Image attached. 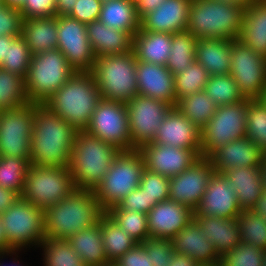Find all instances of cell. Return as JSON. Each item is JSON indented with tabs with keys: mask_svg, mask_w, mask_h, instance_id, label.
Returning <instances> with one entry per match:
<instances>
[{
	"mask_svg": "<svg viewBox=\"0 0 266 266\" xmlns=\"http://www.w3.org/2000/svg\"><path fill=\"white\" fill-rule=\"evenodd\" d=\"M85 131L121 151L132 150L128 111L122 102L101 99Z\"/></svg>",
	"mask_w": 266,
	"mask_h": 266,
	"instance_id": "obj_13",
	"label": "cell"
},
{
	"mask_svg": "<svg viewBox=\"0 0 266 266\" xmlns=\"http://www.w3.org/2000/svg\"><path fill=\"white\" fill-rule=\"evenodd\" d=\"M214 172L210 159L200 157L190 168L170 178L169 200L184 204L194 211Z\"/></svg>",
	"mask_w": 266,
	"mask_h": 266,
	"instance_id": "obj_17",
	"label": "cell"
},
{
	"mask_svg": "<svg viewBox=\"0 0 266 266\" xmlns=\"http://www.w3.org/2000/svg\"><path fill=\"white\" fill-rule=\"evenodd\" d=\"M34 126V103L0 110V156L30 162V144Z\"/></svg>",
	"mask_w": 266,
	"mask_h": 266,
	"instance_id": "obj_12",
	"label": "cell"
},
{
	"mask_svg": "<svg viewBox=\"0 0 266 266\" xmlns=\"http://www.w3.org/2000/svg\"><path fill=\"white\" fill-rule=\"evenodd\" d=\"M263 166H266V150L263 152Z\"/></svg>",
	"mask_w": 266,
	"mask_h": 266,
	"instance_id": "obj_67",
	"label": "cell"
},
{
	"mask_svg": "<svg viewBox=\"0 0 266 266\" xmlns=\"http://www.w3.org/2000/svg\"><path fill=\"white\" fill-rule=\"evenodd\" d=\"M166 0H134L137 16L141 19L144 15L159 8Z\"/></svg>",
	"mask_w": 266,
	"mask_h": 266,
	"instance_id": "obj_55",
	"label": "cell"
},
{
	"mask_svg": "<svg viewBox=\"0 0 266 266\" xmlns=\"http://www.w3.org/2000/svg\"><path fill=\"white\" fill-rule=\"evenodd\" d=\"M23 77L0 67V110L28 103Z\"/></svg>",
	"mask_w": 266,
	"mask_h": 266,
	"instance_id": "obj_39",
	"label": "cell"
},
{
	"mask_svg": "<svg viewBox=\"0 0 266 266\" xmlns=\"http://www.w3.org/2000/svg\"><path fill=\"white\" fill-rule=\"evenodd\" d=\"M30 162L26 159L0 156V187L21 196Z\"/></svg>",
	"mask_w": 266,
	"mask_h": 266,
	"instance_id": "obj_43",
	"label": "cell"
},
{
	"mask_svg": "<svg viewBox=\"0 0 266 266\" xmlns=\"http://www.w3.org/2000/svg\"><path fill=\"white\" fill-rule=\"evenodd\" d=\"M236 219L240 228V242L266 251V220L252 209L242 210Z\"/></svg>",
	"mask_w": 266,
	"mask_h": 266,
	"instance_id": "obj_40",
	"label": "cell"
},
{
	"mask_svg": "<svg viewBox=\"0 0 266 266\" xmlns=\"http://www.w3.org/2000/svg\"><path fill=\"white\" fill-rule=\"evenodd\" d=\"M246 137L266 150V106L259 99L247 98Z\"/></svg>",
	"mask_w": 266,
	"mask_h": 266,
	"instance_id": "obj_44",
	"label": "cell"
},
{
	"mask_svg": "<svg viewBox=\"0 0 266 266\" xmlns=\"http://www.w3.org/2000/svg\"><path fill=\"white\" fill-rule=\"evenodd\" d=\"M117 205L123 210L146 214L155 206L154 201H150L144 189L139 186L126 195Z\"/></svg>",
	"mask_w": 266,
	"mask_h": 266,
	"instance_id": "obj_53",
	"label": "cell"
},
{
	"mask_svg": "<svg viewBox=\"0 0 266 266\" xmlns=\"http://www.w3.org/2000/svg\"><path fill=\"white\" fill-rule=\"evenodd\" d=\"M198 38L189 31L172 34L171 51L166 68L177 75L196 61V44Z\"/></svg>",
	"mask_w": 266,
	"mask_h": 266,
	"instance_id": "obj_36",
	"label": "cell"
},
{
	"mask_svg": "<svg viewBox=\"0 0 266 266\" xmlns=\"http://www.w3.org/2000/svg\"><path fill=\"white\" fill-rule=\"evenodd\" d=\"M24 19L56 16L55 0H26L20 9Z\"/></svg>",
	"mask_w": 266,
	"mask_h": 266,
	"instance_id": "obj_52",
	"label": "cell"
},
{
	"mask_svg": "<svg viewBox=\"0 0 266 266\" xmlns=\"http://www.w3.org/2000/svg\"><path fill=\"white\" fill-rule=\"evenodd\" d=\"M6 242L12 251L41 245L44 234V210L21 197L0 214ZM23 247V248H22Z\"/></svg>",
	"mask_w": 266,
	"mask_h": 266,
	"instance_id": "obj_9",
	"label": "cell"
},
{
	"mask_svg": "<svg viewBox=\"0 0 266 266\" xmlns=\"http://www.w3.org/2000/svg\"><path fill=\"white\" fill-rule=\"evenodd\" d=\"M230 75L245 98L258 99L266 89V57L232 40Z\"/></svg>",
	"mask_w": 266,
	"mask_h": 266,
	"instance_id": "obj_15",
	"label": "cell"
},
{
	"mask_svg": "<svg viewBox=\"0 0 266 266\" xmlns=\"http://www.w3.org/2000/svg\"><path fill=\"white\" fill-rule=\"evenodd\" d=\"M99 224L101 225L104 251L110 263L117 261L138 244L106 212L101 216Z\"/></svg>",
	"mask_w": 266,
	"mask_h": 266,
	"instance_id": "obj_35",
	"label": "cell"
},
{
	"mask_svg": "<svg viewBox=\"0 0 266 266\" xmlns=\"http://www.w3.org/2000/svg\"><path fill=\"white\" fill-rule=\"evenodd\" d=\"M76 72L58 49L32 55L25 80L29 102L44 104Z\"/></svg>",
	"mask_w": 266,
	"mask_h": 266,
	"instance_id": "obj_8",
	"label": "cell"
},
{
	"mask_svg": "<svg viewBox=\"0 0 266 266\" xmlns=\"http://www.w3.org/2000/svg\"><path fill=\"white\" fill-rule=\"evenodd\" d=\"M263 219L266 220V191H262L260 198L257 200L256 205L252 208Z\"/></svg>",
	"mask_w": 266,
	"mask_h": 266,
	"instance_id": "obj_60",
	"label": "cell"
},
{
	"mask_svg": "<svg viewBox=\"0 0 266 266\" xmlns=\"http://www.w3.org/2000/svg\"><path fill=\"white\" fill-rule=\"evenodd\" d=\"M209 74L198 62L190 64L185 71L174 75L176 101L205 89Z\"/></svg>",
	"mask_w": 266,
	"mask_h": 266,
	"instance_id": "obj_45",
	"label": "cell"
},
{
	"mask_svg": "<svg viewBox=\"0 0 266 266\" xmlns=\"http://www.w3.org/2000/svg\"><path fill=\"white\" fill-rule=\"evenodd\" d=\"M132 150L153 142L164 118L172 108L162 100L137 94L127 104Z\"/></svg>",
	"mask_w": 266,
	"mask_h": 266,
	"instance_id": "obj_14",
	"label": "cell"
},
{
	"mask_svg": "<svg viewBox=\"0 0 266 266\" xmlns=\"http://www.w3.org/2000/svg\"><path fill=\"white\" fill-rule=\"evenodd\" d=\"M172 34L138 30L133 36V52L137 61L167 65Z\"/></svg>",
	"mask_w": 266,
	"mask_h": 266,
	"instance_id": "obj_29",
	"label": "cell"
},
{
	"mask_svg": "<svg viewBox=\"0 0 266 266\" xmlns=\"http://www.w3.org/2000/svg\"><path fill=\"white\" fill-rule=\"evenodd\" d=\"M139 150L147 170L169 178L181 174L200 158L193 150L153 142L143 145Z\"/></svg>",
	"mask_w": 266,
	"mask_h": 266,
	"instance_id": "obj_18",
	"label": "cell"
},
{
	"mask_svg": "<svg viewBox=\"0 0 266 266\" xmlns=\"http://www.w3.org/2000/svg\"><path fill=\"white\" fill-rule=\"evenodd\" d=\"M175 108L201 130L215 114L217 105L203 90L178 100Z\"/></svg>",
	"mask_w": 266,
	"mask_h": 266,
	"instance_id": "obj_37",
	"label": "cell"
},
{
	"mask_svg": "<svg viewBox=\"0 0 266 266\" xmlns=\"http://www.w3.org/2000/svg\"><path fill=\"white\" fill-rule=\"evenodd\" d=\"M238 39L252 51L266 57V0H255L244 10Z\"/></svg>",
	"mask_w": 266,
	"mask_h": 266,
	"instance_id": "obj_31",
	"label": "cell"
},
{
	"mask_svg": "<svg viewBox=\"0 0 266 266\" xmlns=\"http://www.w3.org/2000/svg\"><path fill=\"white\" fill-rule=\"evenodd\" d=\"M137 59L133 51L97 57L92 69L103 100L127 104L138 94Z\"/></svg>",
	"mask_w": 266,
	"mask_h": 266,
	"instance_id": "obj_6",
	"label": "cell"
},
{
	"mask_svg": "<svg viewBox=\"0 0 266 266\" xmlns=\"http://www.w3.org/2000/svg\"><path fill=\"white\" fill-rule=\"evenodd\" d=\"M192 0H166L140 19L142 31L176 33L187 31Z\"/></svg>",
	"mask_w": 266,
	"mask_h": 266,
	"instance_id": "obj_23",
	"label": "cell"
},
{
	"mask_svg": "<svg viewBox=\"0 0 266 266\" xmlns=\"http://www.w3.org/2000/svg\"><path fill=\"white\" fill-rule=\"evenodd\" d=\"M100 100L93 74L76 72L43 105L78 130H85Z\"/></svg>",
	"mask_w": 266,
	"mask_h": 266,
	"instance_id": "obj_3",
	"label": "cell"
},
{
	"mask_svg": "<svg viewBox=\"0 0 266 266\" xmlns=\"http://www.w3.org/2000/svg\"><path fill=\"white\" fill-rule=\"evenodd\" d=\"M107 27L129 32L132 36L140 29L134 0H109L102 3L98 19Z\"/></svg>",
	"mask_w": 266,
	"mask_h": 266,
	"instance_id": "obj_34",
	"label": "cell"
},
{
	"mask_svg": "<svg viewBox=\"0 0 266 266\" xmlns=\"http://www.w3.org/2000/svg\"><path fill=\"white\" fill-rule=\"evenodd\" d=\"M171 240L174 252L188 255L198 264H219L220 256L194 220L190 221Z\"/></svg>",
	"mask_w": 266,
	"mask_h": 266,
	"instance_id": "obj_25",
	"label": "cell"
},
{
	"mask_svg": "<svg viewBox=\"0 0 266 266\" xmlns=\"http://www.w3.org/2000/svg\"><path fill=\"white\" fill-rule=\"evenodd\" d=\"M261 181L263 190L266 191V166H261Z\"/></svg>",
	"mask_w": 266,
	"mask_h": 266,
	"instance_id": "obj_64",
	"label": "cell"
},
{
	"mask_svg": "<svg viewBox=\"0 0 266 266\" xmlns=\"http://www.w3.org/2000/svg\"><path fill=\"white\" fill-rule=\"evenodd\" d=\"M230 188L236 191V199L242 210L252 209L260 198L263 187L261 167L229 168L222 173Z\"/></svg>",
	"mask_w": 266,
	"mask_h": 266,
	"instance_id": "obj_28",
	"label": "cell"
},
{
	"mask_svg": "<svg viewBox=\"0 0 266 266\" xmlns=\"http://www.w3.org/2000/svg\"><path fill=\"white\" fill-rule=\"evenodd\" d=\"M57 49L75 72H92L96 57L87 36L86 24L68 15L57 16Z\"/></svg>",
	"mask_w": 266,
	"mask_h": 266,
	"instance_id": "obj_16",
	"label": "cell"
},
{
	"mask_svg": "<svg viewBox=\"0 0 266 266\" xmlns=\"http://www.w3.org/2000/svg\"><path fill=\"white\" fill-rule=\"evenodd\" d=\"M12 253V254H11ZM8 255L9 256V254H11V255H13V254H16V251H13V252H8V253H0V258H1V260L4 258V256H6V255ZM0 260V261H1ZM14 261H15V263H14ZM14 261H13V263L11 264L12 266H22V265H20V263L19 264H16V258H14ZM0 266H9V265H5V264H3V262L1 263L0 262Z\"/></svg>",
	"mask_w": 266,
	"mask_h": 266,
	"instance_id": "obj_65",
	"label": "cell"
},
{
	"mask_svg": "<svg viewBox=\"0 0 266 266\" xmlns=\"http://www.w3.org/2000/svg\"><path fill=\"white\" fill-rule=\"evenodd\" d=\"M153 143L190 149L201 157V130L175 107L164 118Z\"/></svg>",
	"mask_w": 266,
	"mask_h": 266,
	"instance_id": "obj_20",
	"label": "cell"
},
{
	"mask_svg": "<svg viewBox=\"0 0 266 266\" xmlns=\"http://www.w3.org/2000/svg\"><path fill=\"white\" fill-rule=\"evenodd\" d=\"M232 40L198 39L196 62L200 63L209 75L230 74Z\"/></svg>",
	"mask_w": 266,
	"mask_h": 266,
	"instance_id": "obj_30",
	"label": "cell"
},
{
	"mask_svg": "<svg viewBox=\"0 0 266 266\" xmlns=\"http://www.w3.org/2000/svg\"><path fill=\"white\" fill-rule=\"evenodd\" d=\"M31 57L32 54L25 39L21 35L15 36L8 42L7 61L1 67L25 79Z\"/></svg>",
	"mask_w": 266,
	"mask_h": 266,
	"instance_id": "obj_46",
	"label": "cell"
},
{
	"mask_svg": "<svg viewBox=\"0 0 266 266\" xmlns=\"http://www.w3.org/2000/svg\"><path fill=\"white\" fill-rule=\"evenodd\" d=\"M104 213L93 190L74 189L66 198L44 209L45 238L66 240L97 224Z\"/></svg>",
	"mask_w": 266,
	"mask_h": 266,
	"instance_id": "obj_2",
	"label": "cell"
},
{
	"mask_svg": "<svg viewBox=\"0 0 266 266\" xmlns=\"http://www.w3.org/2000/svg\"><path fill=\"white\" fill-rule=\"evenodd\" d=\"M258 99L266 106V89L263 90Z\"/></svg>",
	"mask_w": 266,
	"mask_h": 266,
	"instance_id": "obj_66",
	"label": "cell"
},
{
	"mask_svg": "<svg viewBox=\"0 0 266 266\" xmlns=\"http://www.w3.org/2000/svg\"><path fill=\"white\" fill-rule=\"evenodd\" d=\"M23 20L20 9L0 3V36L21 35Z\"/></svg>",
	"mask_w": 266,
	"mask_h": 266,
	"instance_id": "obj_50",
	"label": "cell"
},
{
	"mask_svg": "<svg viewBox=\"0 0 266 266\" xmlns=\"http://www.w3.org/2000/svg\"><path fill=\"white\" fill-rule=\"evenodd\" d=\"M167 266H198V263L188 255L174 252L168 258Z\"/></svg>",
	"mask_w": 266,
	"mask_h": 266,
	"instance_id": "obj_57",
	"label": "cell"
},
{
	"mask_svg": "<svg viewBox=\"0 0 266 266\" xmlns=\"http://www.w3.org/2000/svg\"><path fill=\"white\" fill-rule=\"evenodd\" d=\"M74 189L69 167L30 164L20 197L44 210L66 198Z\"/></svg>",
	"mask_w": 266,
	"mask_h": 266,
	"instance_id": "obj_10",
	"label": "cell"
},
{
	"mask_svg": "<svg viewBox=\"0 0 266 266\" xmlns=\"http://www.w3.org/2000/svg\"><path fill=\"white\" fill-rule=\"evenodd\" d=\"M106 213L138 243L150 238L146 213L123 210L118 205L111 207Z\"/></svg>",
	"mask_w": 266,
	"mask_h": 266,
	"instance_id": "obj_41",
	"label": "cell"
},
{
	"mask_svg": "<svg viewBox=\"0 0 266 266\" xmlns=\"http://www.w3.org/2000/svg\"><path fill=\"white\" fill-rule=\"evenodd\" d=\"M78 129L43 104L34 103L30 164L69 167Z\"/></svg>",
	"mask_w": 266,
	"mask_h": 266,
	"instance_id": "obj_1",
	"label": "cell"
},
{
	"mask_svg": "<svg viewBox=\"0 0 266 266\" xmlns=\"http://www.w3.org/2000/svg\"><path fill=\"white\" fill-rule=\"evenodd\" d=\"M198 266H218V265H213V264H198Z\"/></svg>",
	"mask_w": 266,
	"mask_h": 266,
	"instance_id": "obj_68",
	"label": "cell"
},
{
	"mask_svg": "<svg viewBox=\"0 0 266 266\" xmlns=\"http://www.w3.org/2000/svg\"><path fill=\"white\" fill-rule=\"evenodd\" d=\"M263 259V250L239 242L233 249L220 256L218 266H261Z\"/></svg>",
	"mask_w": 266,
	"mask_h": 266,
	"instance_id": "obj_47",
	"label": "cell"
},
{
	"mask_svg": "<svg viewBox=\"0 0 266 266\" xmlns=\"http://www.w3.org/2000/svg\"><path fill=\"white\" fill-rule=\"evenodd\" d=\"M150 255L152 266H167L168 258L174 253L171 239L147 238L141 243Z\"/></svg>",
	"mask_w": 266,
	"mask_h": 266,
	"instance_id": "obj_49",
	"label": "cell"
},
{
	"mask_svg": "<svg viewBox=\"0 0 266 266\" xmlns=\"http://www.w3.org/2000/svg\"><path fill=\"white\" fill-rule=\"evenodd\" d=\"M68 242L85 266L111 264L105 254L99 222L69 237Z\"/></svg>",
	"mask_w": 266,
	"mask_h": 266,
	"instance_id": "obj_33",
	"label": "cell"
},
{
	"mask_svg": "<svg viewBox=\"0 0 266 266\" xmlns=\"http://www.w3.org/2000/svg\"><path fill=\"white\" fill-rule=\"evenodd\" d=\"M8 252H13V251L8 247V244L6 242V235L4 232L3 223L0 216V253H8Z\"/></svg>",
	"mask_w": 266,
	"mask_h": 266,
	"instance_id": "obj_61",
	"label": "cell"
},
{
	"mask_svg": "<svg viewBox=\"0 0 266 266\" xmlns=\"http://www.w3.org/2000/svg\"><path fill=\"white\" fill-rule=\"evenodd\" d=\"M247 98L236 104L217 106L201 129V157L209 158L225 144L246 137Z\"/></svg>",
	"mask_w": 266,
	"mask_h": 266,
	"instance_id": "obj_11",
	"label": "cell"
},
{
	"mask_svg": "<svg viewBox=\"0 0 266 266\" xmlns=\"http://www.w3.org/2000/svg\"><path fill=\"white\" fill-rule=\"evenodd\" d=\"M215 173L229 168L261 167L263 152L247 137L237 139L217 149L210 157Z\"/></svg>",
	"mask_w": 266,
	"mask_h": 266,
	"instance_id": "obj_24",
	"label": "cell"
},
{
	"mask_svg": "<svg viewBox=\"0 0 266 266\" xmlns=\"http://www.w3.org/2000/svg\"><path fill=\"white\" fill-rule=\"evenodd\" d=\"M193 215L236 218L242 209L236 199V191L230 188L229 182L222 173H215Z\"/></svg>",
	"mask_w": 266,
	"mask_h": 266,
	"instance_id": "obj_19",
	"label": "cell"
},
{
	"mask_svg": "<svg viewBox=\"0 0 266 266\" xmlns=\"http://www.w3.org/2000/svg\"><path fill=\"white\" fill-rule=\"evenodd\" d=\"M21 36L32 55L57 49V16L24 19Z\"/></svg>",
	"mask_w": 266,
	"mask_h": 266,
	"instance_id": "obj_32",
	"label": "cell"
},
{
	"mask_svg": "<svg viewBox=\"0 0 266 266\" xmlns=\"http://www.w3.org/2000/svg\"><path fill=\"white\" fill-rule=\"evenodd\" d=\"M74 7L68 16L77 19L84 24L99 19L102 2L99 0H76Z\"/></svg>",
	"mask_w": 266,
	"mask_h": 266,
	"instance_id": "obj_51",
	"label": "cell"
},
{
	"mask_svg": "<svg viewBox=\"0 0 266 266\" xmlns=\"http://www.w3.org/2000/svg\"><path fill=\"white\" fill-rule=\"evenodd\" d=\"M204 91L217 106L236 104L246 99L230 74L210 75Z\"/></svg>",
	"mask_w": 266,
	"mask_h": 266,
	"instance_id": "obj_38",
	"label": "cell"
},
{
	"mask_svg": "<svg viewBox=\"0 0 266 266\" xmlns=\"http://www.w3.org/2000/svg\"><path fill=\"white\" fill-rule=\"evenodd\" d=\"M86 28L96 58L133 51V36L129 32L107 27L99 20L88 23Z\"/></svg>",
	"mask_w": 266,
	"mask_h": 266,
	"instance_id": "obj_27",
	"label": "cell"
},
{
	"mask_svg": "<svg viewBox=\"0 0 266 266\" xmlns=\"http://www.w3.org/2000/svg\"><path fill=\"white\" fill-rule=\"evenodd\" d=\"M26 0H2V3L6 6L21 9Z\"/></svg>",
	"mask_w": 266,
	"mask_h": 266,
	"instance_id": "obj_63",
	"label": "cell"
},
{
	"mask_svg": "<svg viewBox=\"0 0 266 266\" xmlns=\"http://www.w3.org/2000/svg\"><path fill=\"white\" fill-rule=\"evenodd\" d=\"M138 94L176 106L174 75L164 65L137 61Z\"/></svg>",
	"mask_w": 266,
	"mask_h": 266,
	"instance_id": "obj_22",
	"label": "cell"
},
{
	"mask_svg": "<svg viewBox=\"0 0 266 266\" xmlns=\"http://www.w3.org/2000/svg\"><path fill=\"white\" fill-rule=\"evenodd\" d=\"M244 9L218 0H192L187 31L198 39L240 37Z\"/></svg>",
	"mask_w": 266,
	"mask_h": 266,
	"instance_id": "obj_5",
	"label": "cell"
},
{
	"mask_svg": "<svg viewBox=\"0 0 266 266\" xmlns=\"http://www.w3.org/2000/svg\"><path fill=\"white\" fill-rule=\"evenodd\" d=\"M19 197L16 192L0 187V214L13 205Z\"/></svg>",
	"mask_w": 266,
	"mask_h": 266,
	"instance_id": "obj_56",
	"label": "cell"
},
{
	"mask_svg": "<svg viewBox=\"0 0 266 266\" xmlns=\"http://www.w3.org/2000/svg\"><path fill=\"white\" fill-rule=\"evenodd\" d=\"M202 233L219 256L233 249L240 242V228L236 218L193 215Z\"/></svg>",
	"mask_w": 266,
	"mask_h": 266,
	"instance_id": "obj_26",
	"label": "cell"
},
{
	"mask_svg": "<svg viewBox=\"0 0 266 266\" xmlns=\"http://www.w3.org/2000/svg\"><path fill=\"white\" fill-rule=\"evenodd\" d=\"M39 247L44 248V266H85L67 239L46 238Z\"/></svg>",
	"mask_w": 266,
	"mask_h": 266,
	"instance_id": "obj_42",
	"label": "cell"
},
{
	"mask_svg": "<svg viewBox=\"0 0 266 266\" xmlns=\"http://www.w3.org/2000/svg\"><path fill=\"white\" fill-rule=\"evenodd\" d=\"M169 182V177L145 169L139 187L144 189L150 201H154L156 205L169 199Z\"/></svg>",
	"mask_w": 266,
	"mask_h": 266,
	"instance_id": "obj_48",
	"label": "cell"
},
{
	"mask_svg": "<svg viewBox=\"0 0 266 266\" xmlns=\"http://www.w3.org/2000/svg\"><path fill=\"white\" fill-rule=\"evenodd\" d=\"M193 213L188 206L169 199L156 204L147 213L149 236L172 239L193 220Z\"/></svg>",
	"mask_w": 266,
	"mask_h": 266,
	"instance_id": "obj_21",
	"label": "cell"
},
{
	"mask_svg": "<svg viewBox=\"0 0 266 266\" xmlns=\"http://www.w3.org/2000/svg\"><path fill=\"white\" fill-rule=\"evenodd\" d=\"M146 169L139 149L121 151L94 190L100 207L106 212L136 189Z\"/></svg>",
	"mask_w": 266,
	"mask_h": 266,
	"instance_id": "obj_7",
	"label": "cell"
},
{
	"mask_svg": "<svg viewBox=\"0 0 266 266\" xmlns=\"http://www.w3.org/2000/svg\"><path fill=\"white\" fill-rule=\"evenodd\" d=\"M227 4H233L242 7L244 10L251 6L255 0H218Z\"/></svg>",
	"mask_w": 266,
	"mask_h": 266,
	"instance_id": "obj_62",
	"label": "cell"
},
{
	"mask_svg": "<svg viewBox=\"0 0 266 266\" xmlns=\"http://www.w3.org/2000/svg\"><path fill=\"white\" fill-rule=\"evenodd\" d=\"M120 152L117 147L79 130L69 163L75 188L94 191Z\"/></svg>",
	"mask_w": 266,
	"mask_h": 266,
	"instance_id": "obj_4",
	"label": "cell"
},
{
	"mask_svg": "<svg viewBox=\"0 0 266 266\" xmlns=\"http://www.w3.org/2000/svg\"><path fill=\"white\" fill-rule=\"evenodd\" d=\"M56 1V16L68 15L73 7L76 0H55Z\"/></svg>",
	"mask_w": 266,
	"mask_h": 266,
	"instance_id": "obj_58",
	"label": "cell"
},
{
	"mask_svg": "<svg viewBox=\"0 0 266 266\" xmlns=\"http://www.w3.org/2000/svg\"><path fill=\"white\" fill-rule=\"evenodd\" d=\"M113 264L115 266H152L150 255L141 243L127 251Z\"/></svg>",
	"mask_w": 266,
	"mask_h": 266,
	"instance_id": "obj_54",
	"label": "cell"
},
{
	"mask_svg": "<svg viewBox=\"0 0 266 266\" xmlns=\"http://www.w3.org/2000/svg\"><path fill=\"white\" fill-rule=\"evenodd\" d=\"M15 36H0V67L7 61L8 42H10Z\"/></svg>",
	"mask_w": 266,
	"mask_h": 266,
	"instance_id": "obj_59",
	"label": "cell"
}]
</instances>
